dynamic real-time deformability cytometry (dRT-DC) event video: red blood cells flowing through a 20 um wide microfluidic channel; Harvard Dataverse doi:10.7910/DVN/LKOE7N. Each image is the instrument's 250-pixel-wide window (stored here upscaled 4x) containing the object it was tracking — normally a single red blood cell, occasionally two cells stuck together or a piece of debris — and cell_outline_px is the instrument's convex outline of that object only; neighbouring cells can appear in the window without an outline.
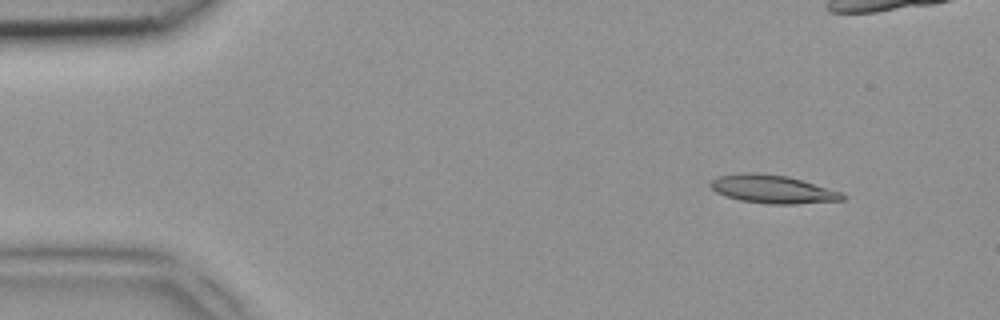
{"species": "common noctule bat (a hibernating species)", "species_latin": "Nyctalus noctula", "temperature_condition": "room temperature", "stored_images_in_passage": 4, "camera_frame_rate_fps": 3000, "um_per_image_px": 0.085, "animal": {"sex": "female", "body_mass_g": 18.4}, "frame": {"image": 1, "passage_image": 1, "time_ms": 0.0, "image_size_px": [1000, 320], "cell_outline_px": [[848, 196], [844, 200], [796, 204], [768, 204], [740, 200], [724, 196], [716, 192], [708, 184], [716, 176], [740, 172], [756, 172], [788, 176], [840, 192]], "centroid_in_image_um": [65.62, 16.07], "position_along_channel_um": 19.4, "area_um2": 21.85}}